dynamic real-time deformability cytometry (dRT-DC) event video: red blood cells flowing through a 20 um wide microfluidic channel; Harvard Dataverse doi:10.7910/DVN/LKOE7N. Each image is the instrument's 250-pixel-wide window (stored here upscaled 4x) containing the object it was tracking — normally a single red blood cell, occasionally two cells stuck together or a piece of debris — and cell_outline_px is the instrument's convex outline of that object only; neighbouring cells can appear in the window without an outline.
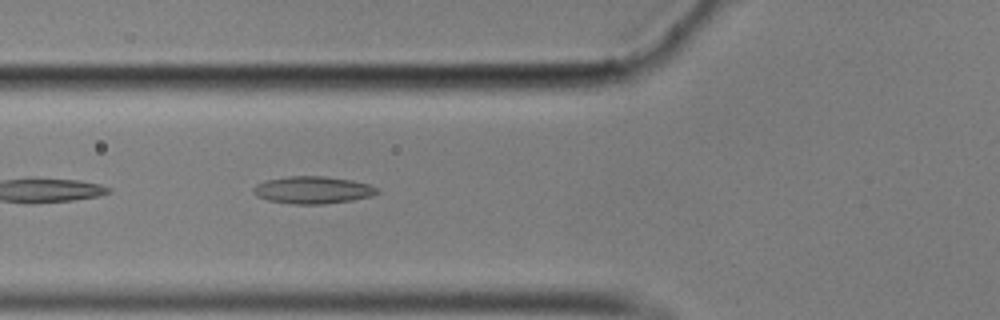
{"species": "common noctule bat (a hibernating species)", "species_latin": "Nyctalus noctula", "temperature_condition": "cold", "stored_images_in_passage": 14, "camera_frame_rate_fps": 3000, "um_per_image_px": 0.085, "animal": {"sex": "male", "body_mass_g": 17.9}, "frame": {"image": 1, "passage_image": 5, "time_ms": 1.333, "image_size_px": [1000, 320], "cell_outline_px": [[380, 192], [368, 196], [352, 200], [324, 204], [292, 204], [268, 200], [256, 196], [252, 192], [252, 188], [256, 184], [264, 180], [288, 176], [320, 176], [352, 180], [368, 184], [380, 188]], "centroid_in_image_um": [26.55, 16.15], "position_along_channel_um": 99.3, "area_um2": 19.77}}